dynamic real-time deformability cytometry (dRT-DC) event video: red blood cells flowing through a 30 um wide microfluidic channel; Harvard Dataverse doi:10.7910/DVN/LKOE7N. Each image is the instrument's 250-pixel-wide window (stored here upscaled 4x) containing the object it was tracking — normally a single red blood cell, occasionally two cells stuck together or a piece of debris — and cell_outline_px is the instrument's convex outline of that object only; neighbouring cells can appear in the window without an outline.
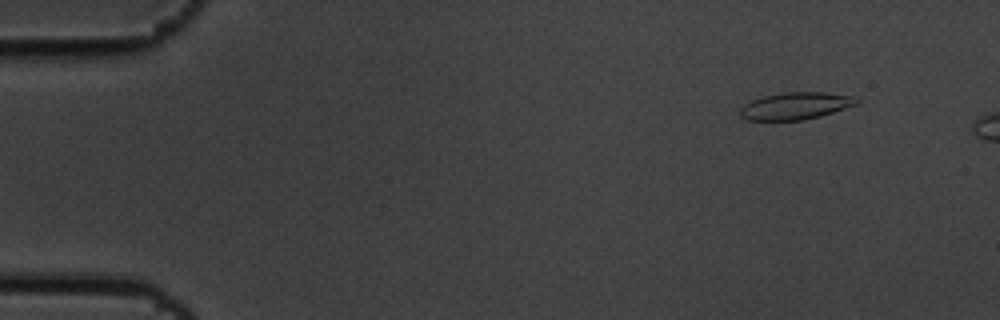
{"species": "common noctule bat (a hibernating species)", "species_latin": "Nyctalus noctula", "temperature_condition": "cold", "stored_images_in_passage": 4, "camera_frame_rate_fps": 3000, "um_per_image_px": 0.085, "animal": {"sex": "male", "body_mass_g": 19.5, "forearm_length_mm": 54.6}, "frame": {"image": 1, "passage_image": 2, "time_ms": 0.333, "image_size_px": [1000, 320], "cell_outline_px": [[860, 100], [856, 104], [820, 116], [804, 120], [748, 120], [740, 116], [740, 108], [744, 104], [752, 100], [764, 96], [784, 92], [824, 92], [852, 96]], "centroid_in_image_um": [67.59, 9.0], "position_along_channel_um": 17.4, "area_um2": 18.26}}